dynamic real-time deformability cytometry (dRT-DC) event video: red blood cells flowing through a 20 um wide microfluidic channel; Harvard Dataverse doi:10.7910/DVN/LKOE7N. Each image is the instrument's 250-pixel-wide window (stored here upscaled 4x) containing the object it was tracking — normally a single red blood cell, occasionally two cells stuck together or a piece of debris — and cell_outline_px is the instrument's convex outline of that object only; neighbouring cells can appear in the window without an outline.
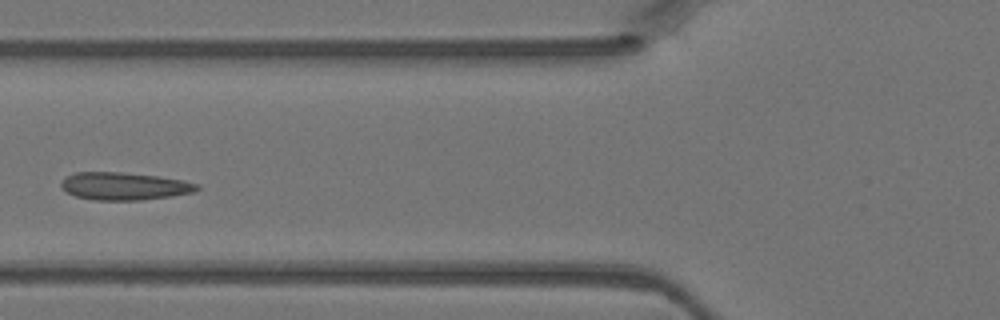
{"species": "Egyptian fruit bat (a non-hibernating species)", "species_latin": "Rousettus aegyptiacus", "temperature_condition": "warm", "stored_images_in_passage": 7, "camera_frame_rate_fps": 3000, "um_per_image_px": 0.085, "animal": {"sex": "female"}, "frame": {"image": 1, "passage_image": 6, "time_ms": 1.667, "image_size_px": [1000, 320], "cell_outline_px": [[200, 188], [192, 192], [172, 196], [140, 200], [96, 200], [76, 196], [60, 188], [60, 184], [64, 176], [76, 172], [120, 172], [156, 176], [184, 180], [200, 184]], "centroid_in_image_um": [10.55, 15.82], "position_along_channel_um": 115.3, "area_um2": 21.91}}
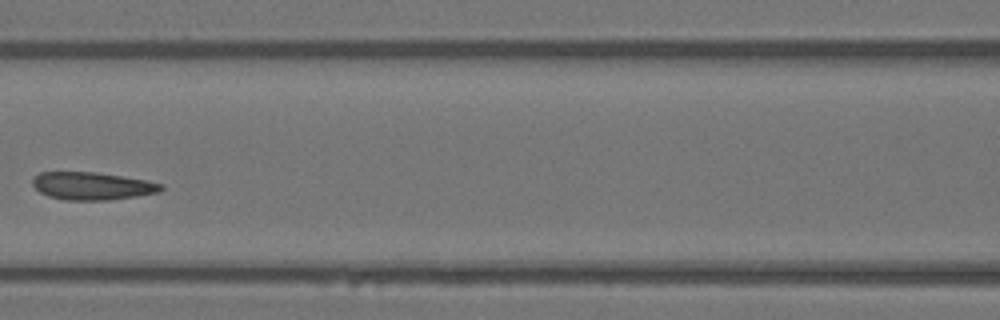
{"frame": {"image": 2, "passage_image": 7, "time_ms": 2.0, "image_size_px": [1000, 320], "cell_outline_px": [[164, 188], [160, 192], [136, 196], [108, 200], [64, 200], [48, 196], [40, 192], [32, 184], [32, 176], [40, 172], [96, 172], [144, 180], [164, 184]], "centroid_in_image_um": [7.81, 15.81], "position_along_channel_um": 158.8, "area_um2": 20.75}}